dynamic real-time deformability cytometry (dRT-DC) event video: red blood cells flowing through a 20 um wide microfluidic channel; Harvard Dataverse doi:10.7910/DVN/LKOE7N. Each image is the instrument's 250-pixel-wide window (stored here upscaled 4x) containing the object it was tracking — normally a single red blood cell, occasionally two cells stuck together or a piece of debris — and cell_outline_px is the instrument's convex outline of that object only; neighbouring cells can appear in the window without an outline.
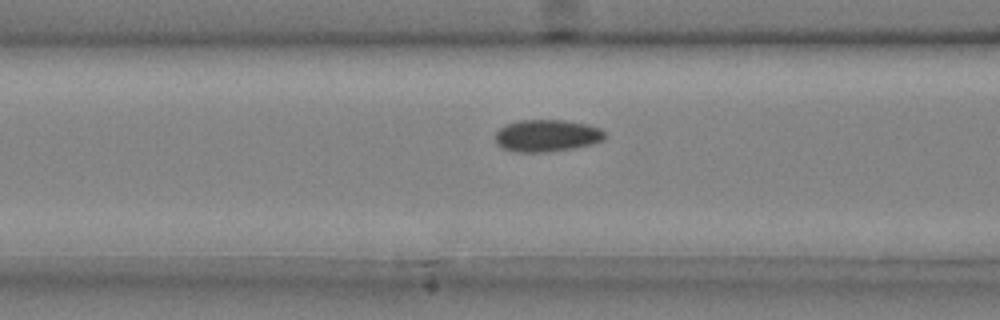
{"species": "common noctule bat (a hibernating species)", "species_latin": "Nyctalus noctula", "temperature_condition": "cold", "stored_images_in_passage": 38, "camera_frame_rate_fps": 3000, "um_per_image_px": 0.085, "animal": {"sex": "male", "body_mass_g": 20.4}, "frame": {"image": 1, "passage_image": 14, "time_ms": 4.333, "image_size_px": [1000, 320], "cell_outline_px": [[604, 140], [592, 144], [572, 148], [548, 152], [516, 152], [500, 148], [496, 144], [496, 132], [500, 128], [508, 124], [520, 120], [564, 120], [588, 124], [600, 128], [604, 132]], "centroid_in_image_um": [46.47, 11.53], "position_along_channel_um": 120.1, "area_um2": 20.52}}
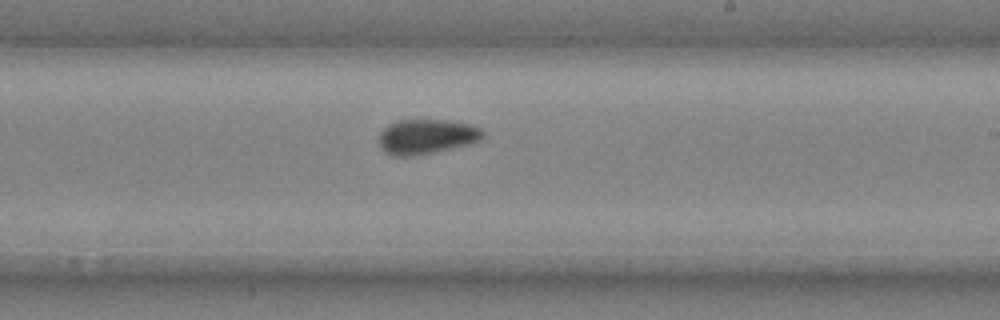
{"frame": {"image": 2, "passage_image": 24, "time_ms": 7.667, "image_size_px": [1000, 320], "cell_outline_px": [[484, 136], [480, 140], [468, 144], [432, 152], [412, 156], [392, 156], [384, 152], [380, 148], [380, 132], [388, 124], [400, 120], [448, 120], [468, 124], [480, 128], [484, 132]], "centroid_in_image_um": [36.23, 11.61], "position_along_channel_um": 252.8, "area_um2": 20.92}}
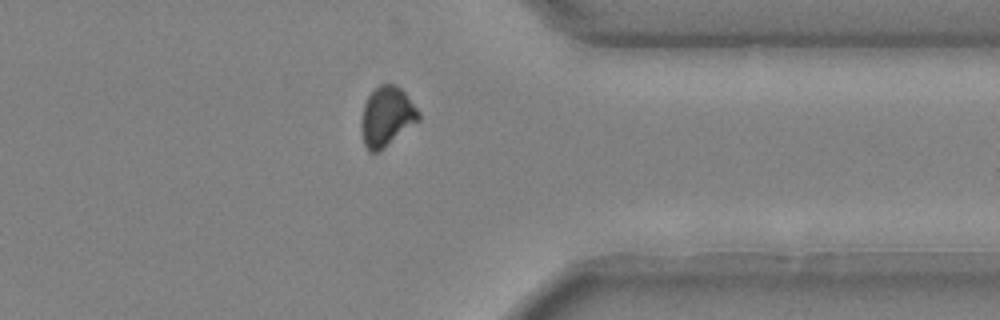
{"frame": {"image": 3, "passage_image": 34, "time_ms": 11.0, "image_size_px": [1000, 320], "cell_outline_px": [[420, 120], [380, 152], [368, 152], [364, 144], [360, 128], [360, 120], [364, 104], [368, 96], [380, 84], [396, 84], [404, 92], [420, 112]], "centroid_in_image_um": [32.86, 9.94], "position_along_channel_um": 378.5, "area_um2": 20.17}, "authors_computed_cell_mechanics": {"area_um2": 20.4323, "velocity_mm_per_s": 3.9876, "shape_relaxation_time_tau1_ms": 7.5258, "shape_relaxation_time_tau2_ms": 2.3883, "deformation_change_tau1": 0.0847, "deformation_change_tau2": 0.0546}}